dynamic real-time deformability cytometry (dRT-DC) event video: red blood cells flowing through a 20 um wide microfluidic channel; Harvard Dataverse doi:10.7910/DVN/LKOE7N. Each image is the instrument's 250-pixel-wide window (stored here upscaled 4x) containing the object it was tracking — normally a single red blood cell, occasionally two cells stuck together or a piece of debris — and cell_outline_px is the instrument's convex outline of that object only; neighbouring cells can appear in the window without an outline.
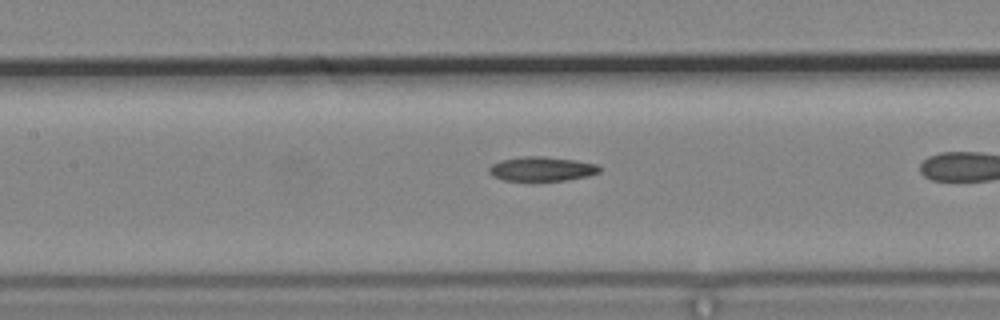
{"species": "common noctule bat (a hibernating species)", "species_latin": "Nyctalus noctula", "temperature_condition": "cold", "stored_images_in_passage": 32, "camera_frame_rate_fps": 3000, "um_per_image_px": 0.085, "animal": {"sex": "male", "body_mass_g": 19.2, "forearm_length_mm": 51.8}, "frame": {"image": 1, "passage_image": 23, "time_ms": 7.333, "image_size_px": [1000, 320], "cell_outline_px": [[600, 172], [588, 176], [568, 180], [504, 180], [492, 176], [488, 172], [488, 168], [492, 164], [500, 160], [520, 156], [544, 156], [576, 160], [600, 164]], "centroid_in_image_um": [46.06, 14.34], "position_along_channel_um": 161.3, "area_um2": 15.84}}
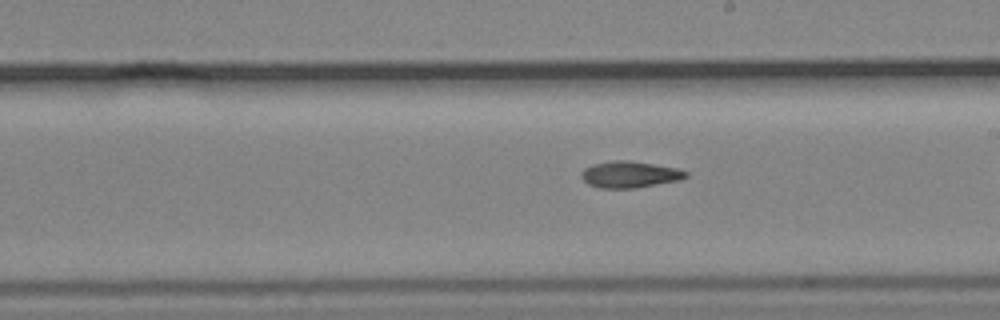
{"frame": {"image": 2, "passage_image": 29, "time_ms": 9.333, "image_size_px": [1000, 320], "cell_outline_px": [[688, 176], [680, 180], [632, 188], [600, 188], [588, 184], [580, 176], [580, 172], [584, 168], [592, 164], [612, 160], [628, 160], [676, 168], [688, 172]], "centroid_in_image_um": [53.48, 14.82], "position_along_channel_um": 235.5, "area_um2": 16.07}}